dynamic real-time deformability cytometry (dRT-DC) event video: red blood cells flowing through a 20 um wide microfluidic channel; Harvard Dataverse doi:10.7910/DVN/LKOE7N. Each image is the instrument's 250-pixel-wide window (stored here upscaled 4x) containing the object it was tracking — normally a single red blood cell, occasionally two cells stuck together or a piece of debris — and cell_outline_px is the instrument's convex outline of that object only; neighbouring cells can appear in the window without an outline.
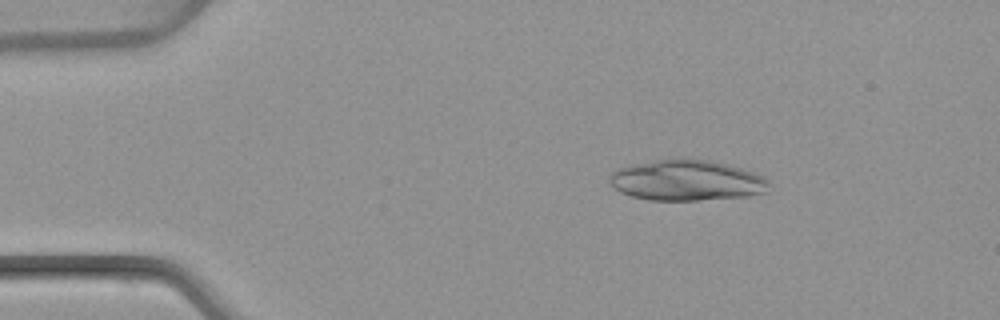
{"species": "common noctule bat (a hibernating species)", "species_latin": "Nyctalus noctula", "temperature_condition": "warm", "stored_images_in_passage": 49, "camera_frame_rate_fps": 3000, "um_per_image_px": 0.085, "animal": {"sex": "female", "body_mass_g": 22.7, "forearm_length_mm": 54.2}, "frame": {"image": 1, "passage_image": 8, "time_ms": 2.333, "image_size_px": [1000, 320], "cell_outline_px": [[768, 184], [764, 192], [748, 196], [696, 200], [648, 200], [632, 196], [620, 192], [612, 188], [608, 180], [608, 176], [612, 172], [628, 164], [680, 156], [712, 160], [744, 168], [756, 172], [764, 176], [768, 180]], "centroid_in_image_um": [58.33, 15.29], "position_along_channel_um": 26.7, "area_um2": 38.67}}